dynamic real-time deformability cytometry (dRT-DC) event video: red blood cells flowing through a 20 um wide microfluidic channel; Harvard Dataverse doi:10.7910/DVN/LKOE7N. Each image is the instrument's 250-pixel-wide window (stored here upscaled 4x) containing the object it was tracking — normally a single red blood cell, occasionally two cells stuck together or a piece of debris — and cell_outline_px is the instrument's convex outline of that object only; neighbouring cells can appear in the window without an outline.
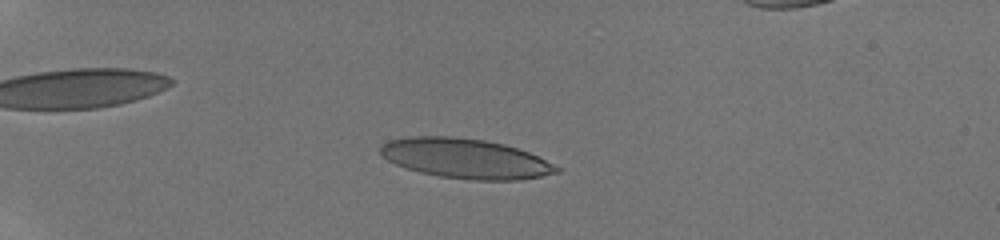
{"species": "human", "species_latin": "Homo sapiens", "temperature_condition": "room temperature", "stored_images_in_passage": 52, "camera_frame_rate_fps": 3000, "um_per_image_px": 0.085, "donor": {"sex": "male"}, "frame": {"image": 1, "passage_image": 16, "time_ms": 5.0, "image_size_px": [1000, 240], "cell_outline_px": [[560, 172], [520, 180], [472, 180], [440, 176], [420, 172], [396, 164], [380, 156], [380, 144], [388, 140], [408, 136], [452, 136], [484, 140], [504, 144], [528, 152], [560, 168]], "centroid_in_image_um": [39.51, 13.46], "position_along_channel_um": 45.5, "area_um2": 40.75}}
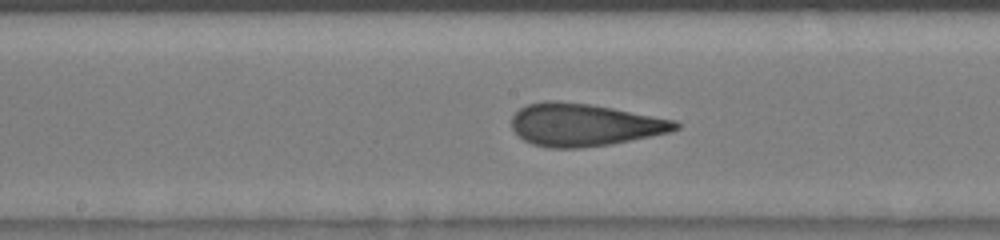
{"frame": {"image": 2, "passage_image": 31, "time_ms": 10.0, "image_size_px": [1000, 240], "cell_outline_px": [[680, 128], [672, 132], [612, 144], [580, 148], [548, 148], [532, 144], [524, 140], [512, 128], [512, 116], [520, 108], [528, 104], [544, 100], [556, 100], [588, 104], [612, 108], [676, 120], [680, 124]], "centroid_in_image_um": [49.67, 10.61], "position_along_channel_um": 198.5, "area_um2": 40.75}}
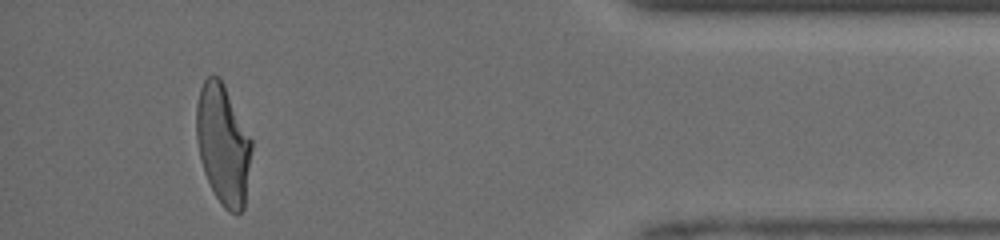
{"frame": {"image": 3, "passage_image": 49, "time_ms": 16.0, "image_size_px": [1000, 240], "cell_outline_px": [[252, 148], [244, 208], [240, 212], [228, 212], [224, 208], [216, 196], [204, 172], [200, 160], [196, 140], [196, 104], [200, 88], [204, 80], [208, 76], [220, 76], [252, 140]], "centroid_in_image_um": [18.95, 12.26], "position_along_channel_um": 416.3, "area_um2": 38.55}, "authors_computed_cell_mechanics": {"area_um2": 39.8242, "velocity_mm_per_s": 4.2592, "shape_relaxation_time_tau1_ms": 7.5957, "shape_relaxation_time_tau2_ms": 0.8345, "deformation_change_tau1": 0.2546, "deformation_change_tau2": 0.093}}